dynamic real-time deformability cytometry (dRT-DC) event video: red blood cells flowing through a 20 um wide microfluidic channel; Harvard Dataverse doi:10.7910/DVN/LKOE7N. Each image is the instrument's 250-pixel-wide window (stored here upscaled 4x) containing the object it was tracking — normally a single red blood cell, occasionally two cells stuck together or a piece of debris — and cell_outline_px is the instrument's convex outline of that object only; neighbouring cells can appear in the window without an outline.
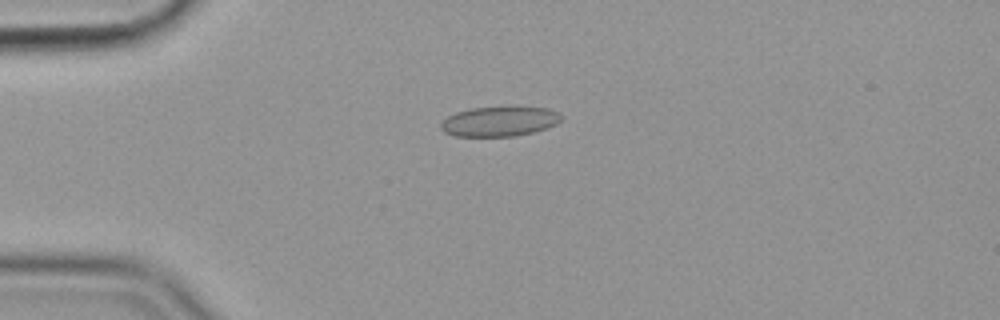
{"species": "common noctule bat (a hibernating species)", "species_latin": "Nyctalus noctula", "temperature_condition": "cold", "stored_images_in_passage": 56, "camera_frame_rate_fps": 3000, "um_per_image_px": 0.085, "animal": {"sex": "female", "body_mass_g": 19.9}, "frame": {"image": 1, "passage_image": 14, "time_ms": 4.333, "image_size_px": [1000, 320], "cell_outline_px": [[560, 120], [556, 124], [548, 128], [516, 136], [456, 136], [444, 132], [440, 128], [440, 124], [448, 116], [456, 112], [472, 108], [548, 108], [556, 112], [560, 116]], "centroid_in_image_um": [42.41, 10.34], "position_along_channel_um": 42.6, "area_um2": 20.46}}
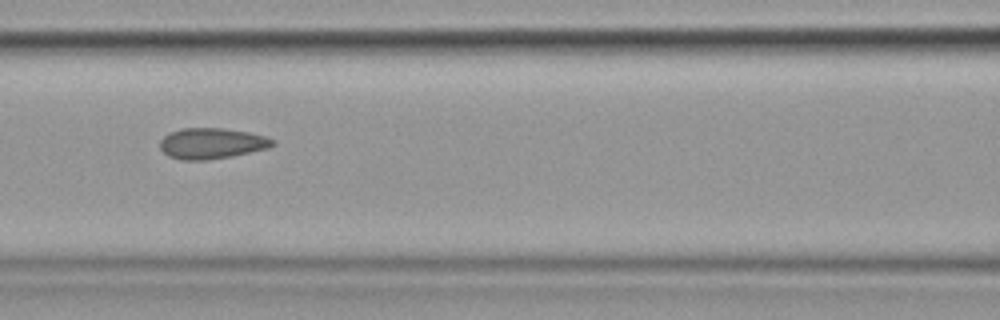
{"frame": {"image": 2, "passage_image": 25, "time_ms": 8.0, "image_size_px": [1000, 320], "cell_outline_px": [[276, 144], [264, 148], [232, 156], [208, 160], [180, 160], [168, 156], [160, 148], [160, 140], [164, 136], [180, 128], [220, 128], [248, 132], [264, 136], [276, 140]], "centroid_in_image_um": [17.96, 12.19], "position_along_channel_um": 148.6, "area_um2": 20.06}}
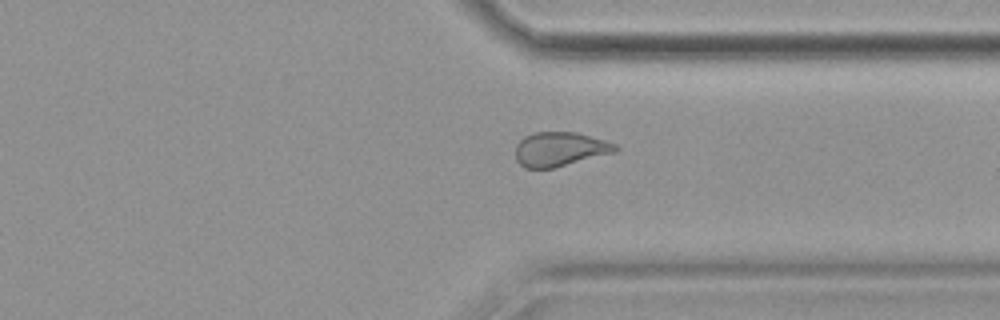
{"frame": {"image": 3, "passage_image": 43, "time_ms": 14.0, "image_size_px": [1000, 320], "cell_outline_px": [[620, 148], [616, 152], [552, 168], [524, 168], [516, 160], [516, 144], [524, 136], [536, 132], [576, 132], [604, 140], [616, 144]], "centroid_in_image_um": [47.59, 12.67], "position_along_channel_um": 363.8, "area_um2": 19.88}, "authors_computed_cell_mechanics": {"area_um2": 20.7791, "velocity_mm_per_s": 3.5884, "shape_relaxation_time_tau1_ms": 8.2504, "shape_relaxation_time_tau2_ms": 1.8965, "deformation_change_tau1": 0.1361, "deformation_change_tau2": 0.0778}}